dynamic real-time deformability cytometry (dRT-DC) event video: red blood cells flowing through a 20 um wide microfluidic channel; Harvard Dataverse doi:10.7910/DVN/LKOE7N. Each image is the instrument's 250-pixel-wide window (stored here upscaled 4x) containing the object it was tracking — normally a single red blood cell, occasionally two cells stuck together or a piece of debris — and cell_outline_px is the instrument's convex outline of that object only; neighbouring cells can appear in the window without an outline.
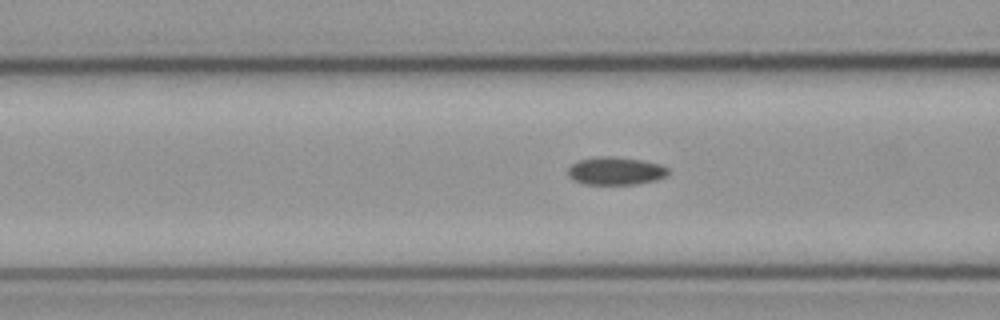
{"species": "common noctule bat (a hibernating species)", "species_latin": "Nyctalus noctula", "temperature_condition": "cold", "stored_images_in_passage": 30, "camera_frame_rate_fps": 3000, "um_per_image_px": 0.085, "animal": {"sex": "male", "body_mass_g": 23.1, "forearm_length_mm": 52.7}, "frame": {"image": 1, "passage_image": 18, "time_ms": 5.667, "image_size_px": [1000, 320], "cell_outline_px": [[668, 176], [656, 180], [636, 184], [584, 184], [572, 180], [568, 176], [568, 168], [572, 164], [580, 160], [604, 156], [612, 156], [640, 160], [660, 164], [668, 168]], "centroid_in_image_um": [52.33, 14.54], "position_along_channel_um": 114.3, "area_um2": 16.24}}
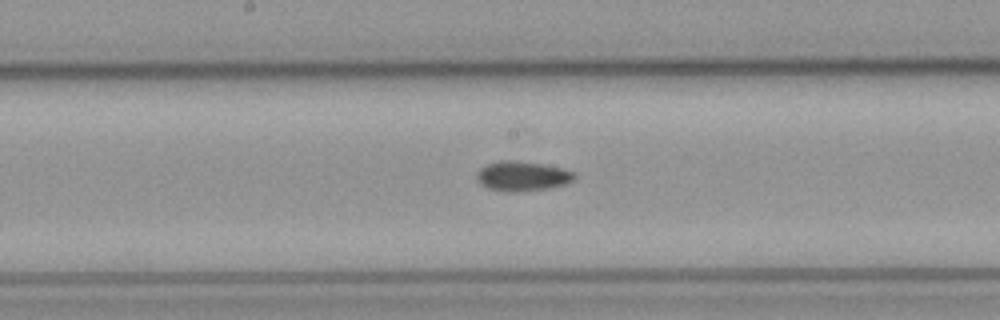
{"frame": {"image": 2, "passage_image": 25, "time_ms": 8.0, "image_size_px": [1000, 320], "cell_outline_px": [[576, 176], [572, 180], [564, 184], [548, 188], [520, 192], [508, 192], [488, 188], [480, 184], [476, 180], [476, 172], [484, 164], [496, 160], [516, 160], [540, 164], [560, 168], [576, 172]], "centroid_in_image_um": [44.32, 14.96], "position_along_channel_um": 203.9, "area_um2": 17.11}}
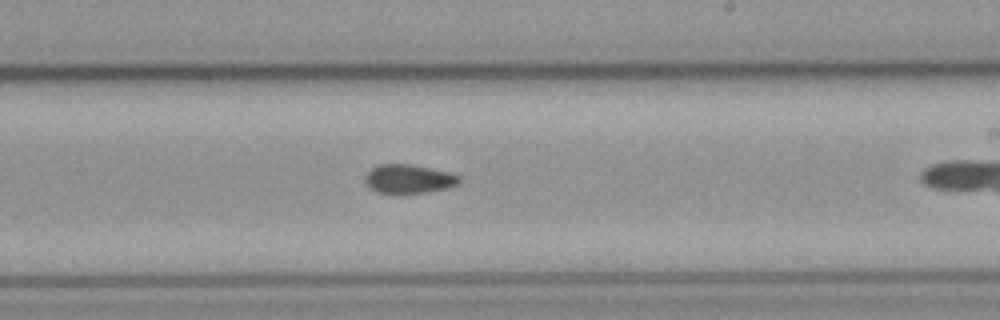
{"frame": {"image": 3, "passage_image": 29, "time_ms": 9.333, "image_size_px": [1000, 320], "cell_outline_px": [[460, 184], [448, 188], [428, 192], [400, 196], [392, 196], [376, 192], [368, 188], [364, 180], [364, 176], [372, 168], [380, 164], [408, 164], [428, 168], [460, 176]], "centroid_in_image_um": [34.67, 15.27], "position_along_channel_um": 254.3, "area_um2": 16.42}}